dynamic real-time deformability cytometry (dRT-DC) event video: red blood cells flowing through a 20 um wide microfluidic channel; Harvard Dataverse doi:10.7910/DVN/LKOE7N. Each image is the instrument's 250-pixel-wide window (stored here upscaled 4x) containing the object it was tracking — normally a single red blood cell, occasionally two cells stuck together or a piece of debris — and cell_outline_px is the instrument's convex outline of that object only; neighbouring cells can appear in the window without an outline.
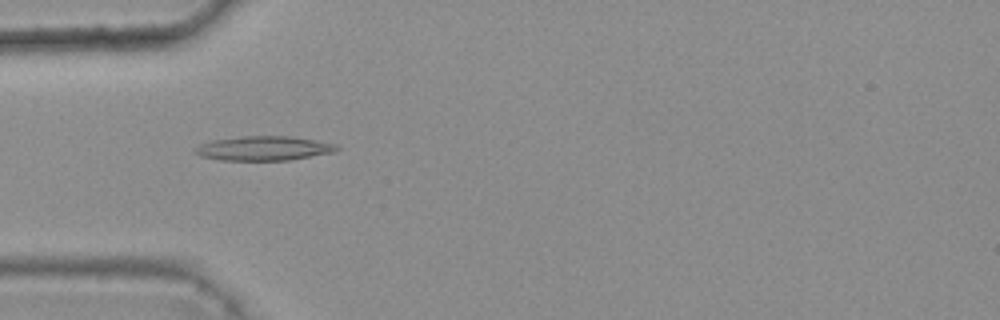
{"species": "common noctule bat (a hibernating species)", "species_latin": "Nyctalus noctula", "temperature_condition": "warm", "stored_images_in_passage": 5, "camera_frame_rate_fps": 3000, "um_per_image_px": 0.085, "animal": {"sex": "female", "body_mass_g": 25.1}, "frame": {"image": 1, "passage_image": 4, "time_ms": 1.0, "image_size_px": [1000, 320], "cell_outline_px": [[340, 148], [332, 152], [288, 160], [220, 160], [200, 156], [196, 152], [196, 148], [200, 144], [212, 140], [240, 136], [292, 136], [316, 140], [336, 144]], "centroid_in_image_um": [22.41, 12.6], "position_along_channel_um": 62.6, "area_um2": 19.94}}
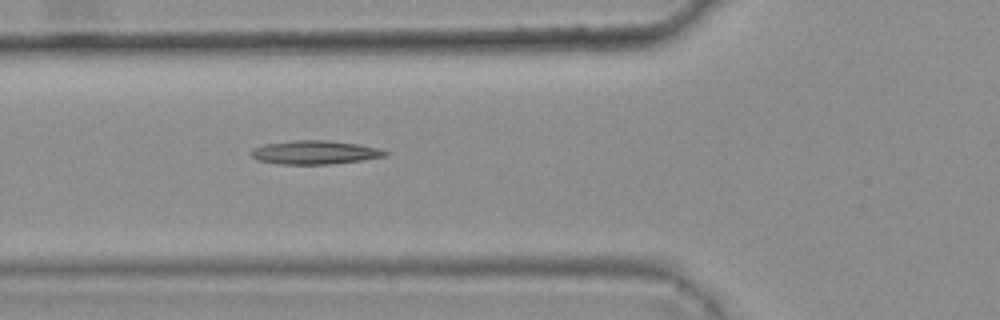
{"frame": {"image": 2, "passage_image": 5, "time_ms": 1.333, "image_size_px": [1000, 320], "cell_outline_px": [[388, 156], [360, 160], [328, 164], [276, 164], [256, 160], [248, 152], [264, 144], [296, 140], [328, 140], [360, 144], [380, 148], [388, 152]], "centroid_in_image_um": [26.77, 12.95], "position_along_channel_um": 99.0, "area_um2": 18.55}}